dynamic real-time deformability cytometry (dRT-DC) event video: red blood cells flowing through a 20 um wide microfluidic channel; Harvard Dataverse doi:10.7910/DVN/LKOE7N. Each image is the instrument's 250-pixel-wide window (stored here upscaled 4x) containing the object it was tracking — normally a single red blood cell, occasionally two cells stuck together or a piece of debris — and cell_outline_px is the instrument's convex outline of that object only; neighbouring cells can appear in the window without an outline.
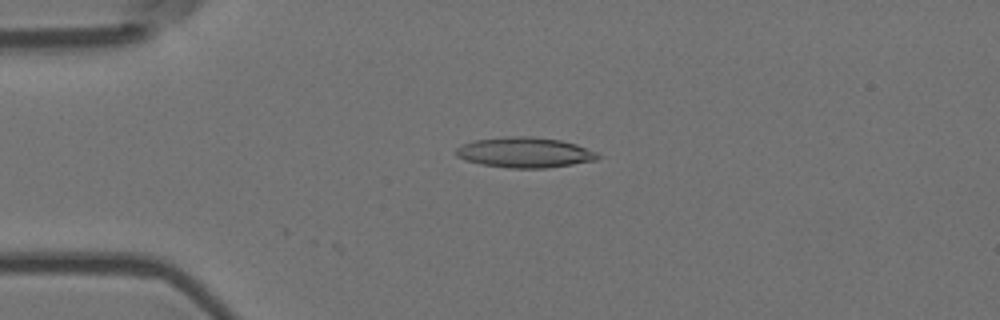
{"species": "Egyptian fruit bat (a non-hibernating species)", "species_latin": "Rousettus aegyptiacus", "temperature_condition": "room temperature", "stored_images_in_passage": 3, "camera_frame_rate_fps": 3000, "um_per_image_px": 0.085, "animal": {"sex": "female"}, "frame": {"image": 1, "passage_image": 3, "time_ms": 0.667, "image_size_px": [1000, 320], "cell_outline_px": [[600, 156], [596, 160], [548, 168], [508, 168], [480, 164], [456, 156], [456, 148], [464, 144], [476, 140], [504, 136], [532, 136], [560, 140], [576, 144], [596, 152]], "centroid_in_image_um": [44.61, 12.96], "position_along_channel_um": 40.4, "area_um2": 24.97}}